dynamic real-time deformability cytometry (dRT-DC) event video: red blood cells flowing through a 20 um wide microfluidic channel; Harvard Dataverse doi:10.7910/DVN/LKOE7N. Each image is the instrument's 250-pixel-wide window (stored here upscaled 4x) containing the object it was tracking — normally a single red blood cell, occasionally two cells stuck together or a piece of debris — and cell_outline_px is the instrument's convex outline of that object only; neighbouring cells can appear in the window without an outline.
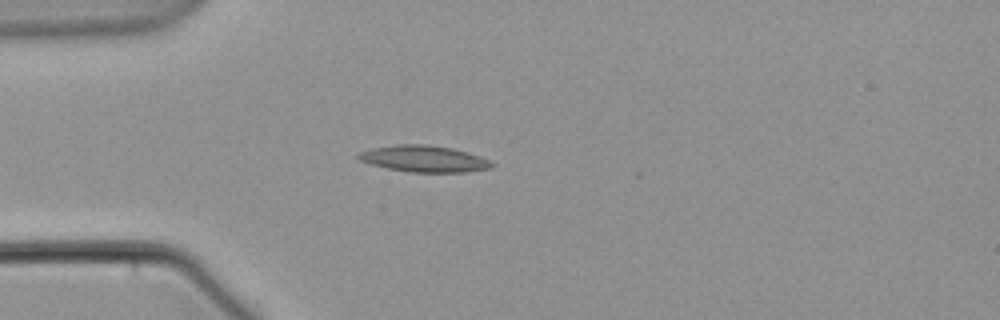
{"species": "common noctule bat (a hibernating species)", "species_latin": "Nyctalus noctula", "temperature_condition": "warm", "stored_images_in_passage": 4, "camera_frame_rate_fps": 3000, "um_per_image_px": 0.085, "animal": {"sex": "male", "body_mass_g": 21.5, "forearm_length_mm": 52.0}, "frame": {"image": 1, "passage_image": 4, "time_ms": 3.667, "image_size_px": [1000, 320], "cell_outline_px": [[496, 164], [488, 168], [464, 172], [408, 172], [388, 168], [372, 164], [360, 160], [356, 156], [356, 152], [372, 148], [396, 144], [428, 144], [452, 148], [480, 156]], "centroid_in_image_um": [36.0, 13.48], "position_along_channel_um": 49.0, "area_um2": 20.52}}